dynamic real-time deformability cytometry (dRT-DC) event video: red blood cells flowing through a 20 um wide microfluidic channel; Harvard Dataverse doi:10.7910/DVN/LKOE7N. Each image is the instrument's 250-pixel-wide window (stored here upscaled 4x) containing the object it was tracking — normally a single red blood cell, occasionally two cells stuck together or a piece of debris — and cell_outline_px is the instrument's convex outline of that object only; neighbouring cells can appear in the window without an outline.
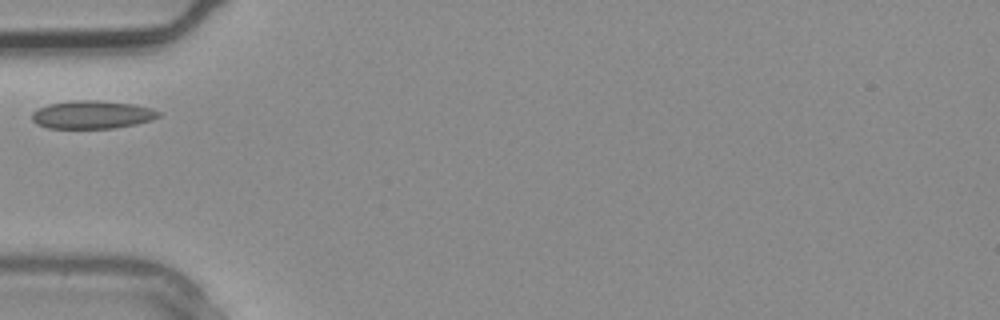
{"species": "common noctule bat (a hibernating species)", "species_latin": "Nyctalus noctula", "temperature_condition": "warm", "stored_images_in_passage": 1, "camera_frame_rate_fps": 3000, "um_per_image_px": 0.085, "animal": {"sex": "male", "body_mass_g": 20.4}, "frame": {"image": 1, "passage_image": 1, "time_ms": 0.0, "image_size_px": [1000, 320], "cell_outline_px": [[160, 116], [152, 120], [136, 124], [112, 128], [48, 128], [36, 124], [32, 120], [32, 112], [48, 104], [72, 100], [96, 100], [132, 104], [152, 108], [160, 112]], "centroid_in_image_um": [7.83, 9.74], "position_along_channel_um": 77.2, "area_um2": 20.69}}